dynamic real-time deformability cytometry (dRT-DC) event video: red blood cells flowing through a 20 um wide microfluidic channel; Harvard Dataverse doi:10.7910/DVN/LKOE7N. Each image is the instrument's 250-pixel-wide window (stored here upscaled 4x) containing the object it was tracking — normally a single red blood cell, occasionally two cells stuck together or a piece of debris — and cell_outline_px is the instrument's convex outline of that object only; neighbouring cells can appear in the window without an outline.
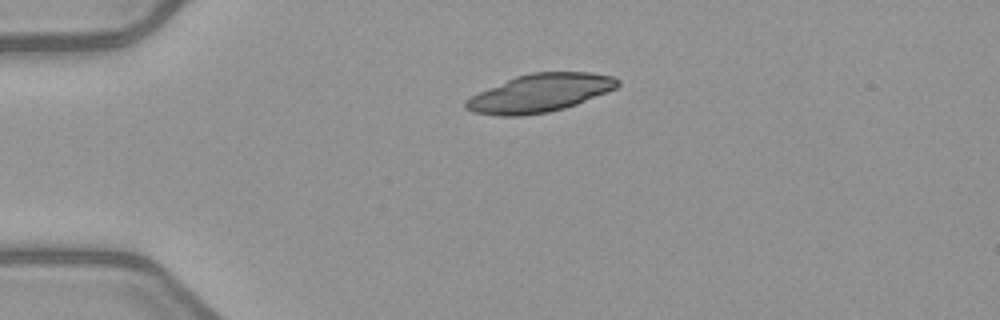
{"species": "common noctule bat (a hibernating species)", "species_latin": "Nyctalus noctula", "temperature_condition": "warm", "stored_images_in_passage": 1, "camera_frame_rate_fps": 3000, "um_per_image_px": 0.085, "animal": {"sex": "female", "body_mass_g": 21.9}, "frame": {"image": 1, "passage_image": 1, "time_ms": 0.0, "image_size_px": [1000, 320], "cell_outline_px": [[620, 84], [616, 88], [576, 104], [564, 108], [548, 112], [524, 116], [496, 116], [472, 112], [464, 108], [464, 104], [472, 96], [480, 92], [516, 76], [532, 72], [592, 72], [612, 76], [620, 80]], "centroid_in_image_um": [45.9, 7.91], "position_along_channel_um": 39.1, "area_um2": 33.47}}